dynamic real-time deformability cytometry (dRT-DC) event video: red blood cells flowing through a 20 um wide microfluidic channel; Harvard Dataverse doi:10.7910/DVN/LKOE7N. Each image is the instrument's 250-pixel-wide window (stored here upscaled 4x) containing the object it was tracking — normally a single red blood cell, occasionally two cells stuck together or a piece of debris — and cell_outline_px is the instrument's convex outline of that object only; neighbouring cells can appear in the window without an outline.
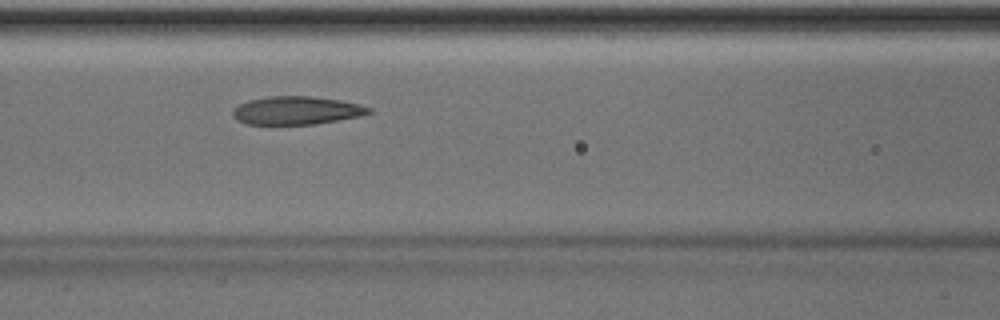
{"species": "Egyptian fruit bat (a non-hibernating species)", "species_latin": "Rousettus aegyptiacus", "temperature_condition": "room temperature", "stored_images_in_passage": 38, "camera_frame_rate_fps": 3000, "um_per_image_px": 0.085, "animal": {"sex": "male"}, "frame": {"image": 1, "passage_image": 12, "time_ms": 3.667, "image_size_px": [1000, 320], "cell_outline_px": [[372, 112], [360, 116], [316, 124], [244, 124], [236, 120], [232, 116], [232, 112], [240, 104], [248, 100], [268, 96], [312, 96], [340, 100], [360, 104], [372, 108]], "centroid_in_image_um": [25.21, 9.39], "position_along_channel_um": 141.4, "area_um2": 22.43}, "authors_computed_cell_mechanics": {"area_um2": 22.7154, "velocity_mm_per_s": 3.9803, "shape_relaxation_time_tau1_ms": 4.7649, "shape_relaxation_time_tau2_ms": 2.2882, "deformation_change_tau1": 0.1581, "deformation_change_tau2": 0.0569}}